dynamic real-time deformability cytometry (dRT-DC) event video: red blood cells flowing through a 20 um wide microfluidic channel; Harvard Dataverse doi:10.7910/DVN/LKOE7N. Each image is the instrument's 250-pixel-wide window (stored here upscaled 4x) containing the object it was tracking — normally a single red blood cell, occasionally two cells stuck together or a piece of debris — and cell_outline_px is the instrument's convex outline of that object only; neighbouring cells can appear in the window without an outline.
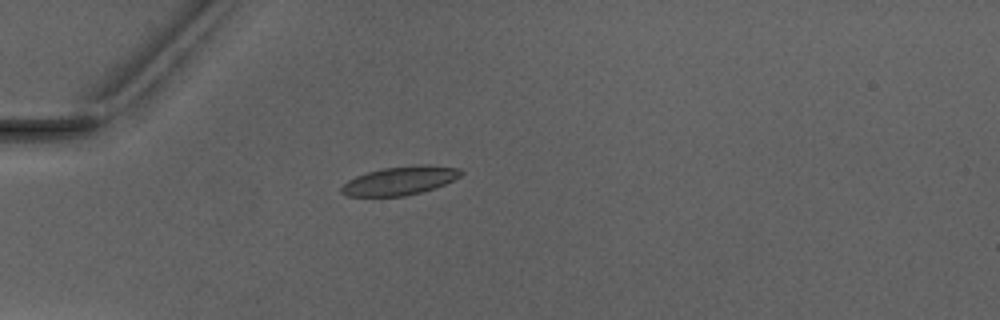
{"species": "Egyptian fruit bat (a non-hibernating species)", "species_latin": "Rousettus aegyptiacus", "temperature_condition": "warm", "stored_images_in_passage": 1, "camera_frame_rate_fps": 3000, "um_per_image_px": 0.085, "animal": {"sex": "male"}, "frame": {"image": 1, "passage_image": 1, "time_ms": 0.0, "image_size_px": [1000, 320], "cell_outline_px": [[464, 172], [460, 176], [444, 184], [420, 192], [404, 196], [348, 196], [340, 192], [340, 188], [348, 180], [356, 176], [380, 168], [420, 164], [424, 164], [460, 168]], "centroid_in_image_um": [33.98, 15.34], "position_along_channel_um": 51.0, "area_um2": 19.83}}